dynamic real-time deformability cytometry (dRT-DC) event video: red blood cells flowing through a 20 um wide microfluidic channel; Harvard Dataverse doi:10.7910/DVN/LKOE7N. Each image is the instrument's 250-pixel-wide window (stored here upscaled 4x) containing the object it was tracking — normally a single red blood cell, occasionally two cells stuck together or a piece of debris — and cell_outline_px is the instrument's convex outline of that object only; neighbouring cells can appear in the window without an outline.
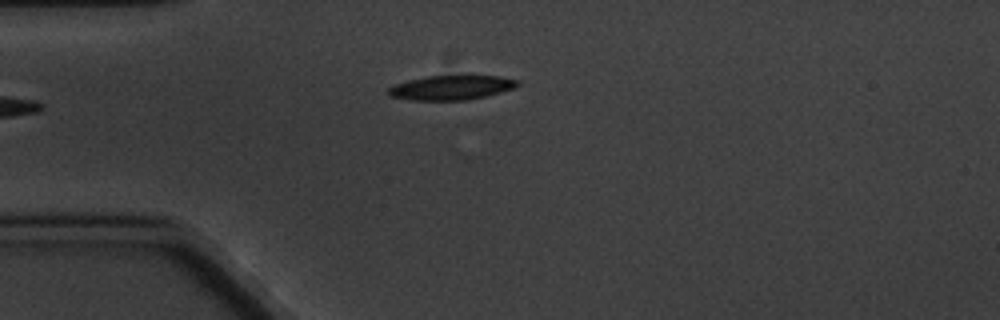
{"species": "common noctule bat (a hibernating species)", "species_latin": "Nyctalus noctula", "temperature_condition": "cold", "stored_images_in_passage": 5, "camera_frame_rate_fps": 3000, "um_per_image_px": 0.085, "animal": {"sex": "male", "body_mass_g": 20.1, "forearm_length_mm": 53.5}, "frame": {"image": 1, "passage_image": 3, "time_ms": 3.333, "image_size_px": [1000, 320], "cell_outline_px": [[520, 84], [512, 88], [500, 92], [484, 96], [464, 100], [412, 100], [392, 96], [388, 92], [388, 88], [392, 84], [408, 80], [428, 76], [464, 72], [468, 72], [500, 76], [520, 80]], "centroid_in_image_um": [38.41, 7.37], "position_along_channel_um": 46.6, "area_um2": 19.31}}